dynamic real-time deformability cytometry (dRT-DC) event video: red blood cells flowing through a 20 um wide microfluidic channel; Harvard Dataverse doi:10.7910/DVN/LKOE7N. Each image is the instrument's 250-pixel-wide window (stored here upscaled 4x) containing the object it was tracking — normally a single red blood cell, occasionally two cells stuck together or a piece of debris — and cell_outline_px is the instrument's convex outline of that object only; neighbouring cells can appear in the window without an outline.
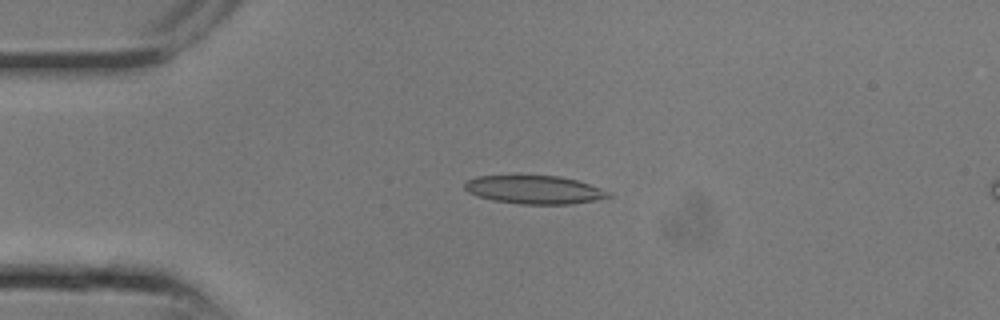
{"species": "common noctule bat (a hibernating species)", "species_latin": "Nyctalus noctula", "temperature_condition": "room temperature", "stored_images_in_passage": 8, "camera_frame_rate_fps": 3000, "um_per_image_px": 0.085, "animal": {"sex": "male", "body_mass_g": 13.3}, "frame": {"image": 1, "passage_image": 5, "time_ms": 1.333, "image_size_px": [1000, 320], "cell_outline_px": [[612, 196], [596, 200], [572, 204], [520, 204], [492, 200], [476, 196], [468, 192], [464, 188], [464, 180], [476, 176], [560, 176], [576, 180], [600, 188], [608, 192]], "centroid_in_image_um": [45.36, 16.13], "position_along_channel_um": 39.6, "area_um2": 23.7}}
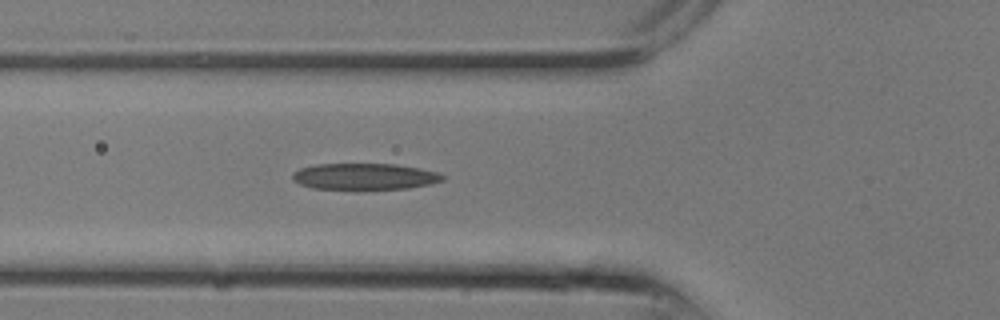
{"frame": {"image": 2, "passage_image": 8, "time_ms": 2.333, "image_size_px": [1000, 320], "cell_outline_px": [[444, 180], [432, 184], [408, 188], [312, 188], [300, 184], [292, 180], [292, 172], [300, 168], [316, 164], [396, 164], [420, 168], [440, 172], [444, 176]], "centroid_in_image_um": [31.01, 14.98], "position_along_channel_um": 94.8, "area_um2": 22.89}}